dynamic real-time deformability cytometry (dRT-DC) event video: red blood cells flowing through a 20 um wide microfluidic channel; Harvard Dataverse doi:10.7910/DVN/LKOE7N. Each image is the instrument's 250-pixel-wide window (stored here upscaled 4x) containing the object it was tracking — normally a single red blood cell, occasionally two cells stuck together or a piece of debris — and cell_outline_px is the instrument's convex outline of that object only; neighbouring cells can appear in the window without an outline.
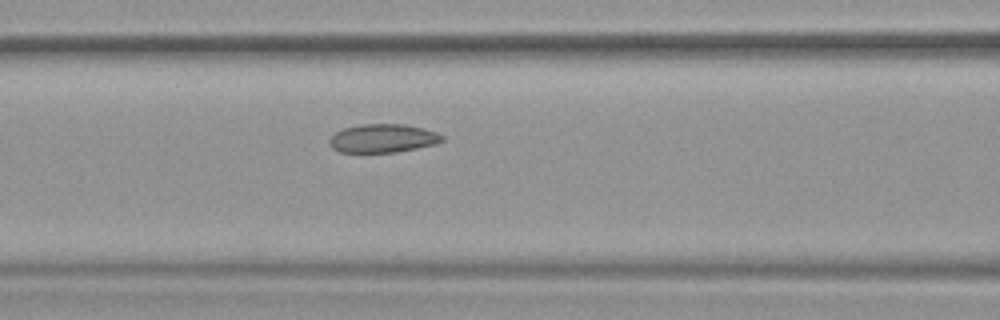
{"species": "common noctule bat (a hibernating species)", "species_latin": "Nyctalus noctula", "temperature_condition": "warm", "stored_images_in_passage": 53, "camera_frame_rate_fps": 3000, "um_per_image_px": 0.085, "animal": {"sex": "female", "body_mass_g": 19.9}, "frame": {"image": 1, "passage_image": 23, "time_ms": 7.333, "image_size_px": [1000, 320], "cell_outline_px": [[444, 140], [436, 144], [396, 152], [340, 152], [332, 148], [328, 140], [336, 132], [344, 128], [360, 124], [404, 124], [424, 128], [436, 132], [444, 136]], "centroid_in_image_um": [32.56, 11.75], "position_along_channel_um": 134.0, "area_um2": 18.73}, "authors_computed_cell_mechanics": {"area_um2": 20.4034, "velocity_mm_per_s": 3.7974, "shape_relaxation_time_tau1_ms": 8.0648, "shape_relaxation_time_tau2_ms": 1.9837, "deformation_change_tau1": 0.1214, "deformation_change_tau2": 0.0621}}